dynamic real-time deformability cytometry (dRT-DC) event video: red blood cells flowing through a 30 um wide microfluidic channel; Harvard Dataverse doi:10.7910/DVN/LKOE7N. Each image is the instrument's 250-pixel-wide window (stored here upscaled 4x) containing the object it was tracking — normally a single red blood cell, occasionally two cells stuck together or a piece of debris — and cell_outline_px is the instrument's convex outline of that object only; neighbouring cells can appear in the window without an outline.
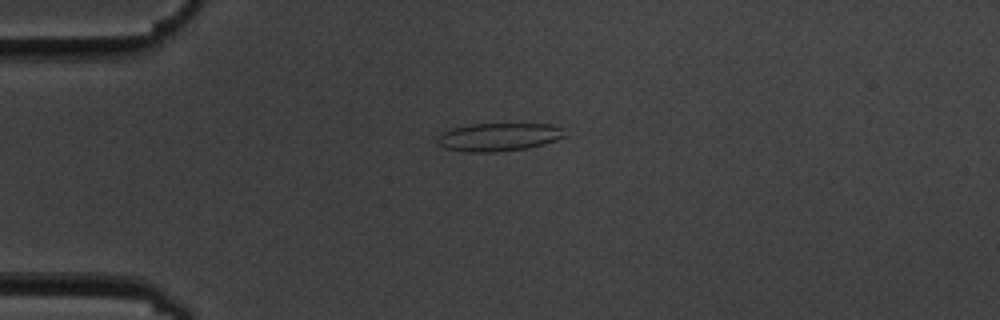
{"species": "common noctule bat (a hibernating species)", "species_latin": "Nyctalus noctula", "temperature_condition": "cold", "stored_images_in_passage": 5, "camera_frame_rate_fps": 3000, "um_per_image_px": 0.085, "animal": {"sex": "male", "body_mass_g": 19.5, "forearm_length_mm": 54.6}, "frame": {"image": 1, "passage_image": 4, "time_ms": 3.667, "image_size_px": [1000, 320], "cell_outline_px": [[568, 136], [544, 144], [528, 148], [496, 152], [468, 152], [444, 148], [436, 140], [436, 136], [440, 132], [452, 128], [472, 124], [552, 124], [564, 128]], "centroid_in_image_um": [42.41, 11.64], "position_along_channel_um": 42.6, "area_um2": 21.15}}